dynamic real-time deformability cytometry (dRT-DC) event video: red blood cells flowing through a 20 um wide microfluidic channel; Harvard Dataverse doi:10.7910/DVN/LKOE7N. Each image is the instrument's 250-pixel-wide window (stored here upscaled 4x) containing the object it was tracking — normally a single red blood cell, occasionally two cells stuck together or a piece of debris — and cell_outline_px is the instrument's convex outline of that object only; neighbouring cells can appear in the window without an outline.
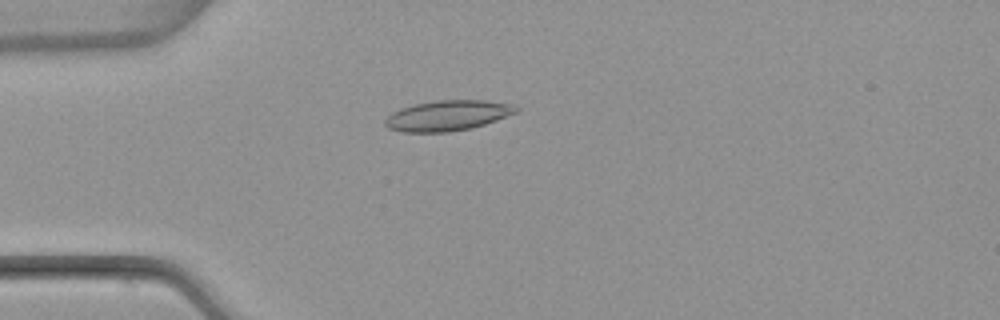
{"species": "common noctule bat (a hibernating species)", "species_latin": "Nyctalus noctula", "temperature_condition": "warm", "stored_images_in_passage": 52, "camera_frame_rate_fps": 3000, "um_per_image_px": 0.085, "animal": {"sex": "female", "body_mass_g": 22.7, "forearm_length_mm": 54.2}, "frame": {"image": 1, "passage_image": 14, "time_ms": 4.333, "image_size_px": [1000, 320], "cell_outline_px": [[520, 108], [516, 112], [496, 120], [472, 128], [448, 132], [400, 132], [388, 128], [384, 124], [384, 120], [392, 112], [400, 108], [416, 104], [436, 100], [484, 100], [512, 104]], "centroid_in_image_um": [38.02, 9.82], "position_along_channel_um": 47.0, "area_um2": 23.18}}
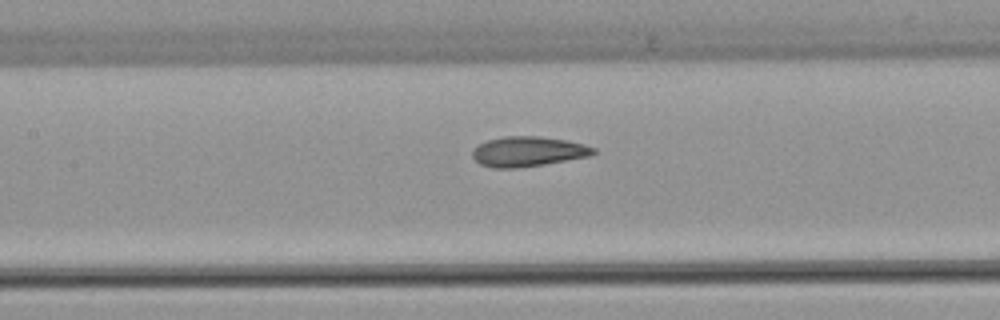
{"frame": {"image": 2, "passage_image": 24, "time_ms": 7.667, "image_size_px": [1000, 320], "cell_outline_px": [[596, 152], [588, 156], [544, 164], [516, 168], [492, 168], [480, 164], [472, 156], [472, 148], [488, 140], [504, 136], [540, 136], [564, 140], [584, 144], [596, 148]], "centroid_in_image_um": [44.85, 12.88], "position_along_channel_um": 162.6, "area_um2": 21.04}}
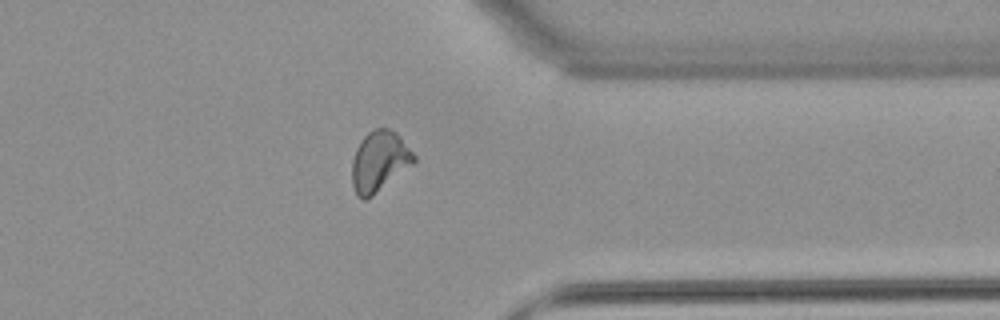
{"frame": {"image": 3, "passage_image": 41, "time_ms": 13.333, "image_size_px": [1000, 320], "cell_outline_px": [[416, 160], [412, 164], [372, 196], [364, 200], [356, 196], [352, 184], [352, 160], [356, 148], [360, 140], [368, 132], [376, 128], [388, 128], [396, 132], [400, 136], [416, 156]], "centroid_in_image_um": [32.22, 13.7], "position_along_channel_um": 379.2, "area_um2": 21.73}, "authors_computed_cell_mechanics": {"area_um2": 21.4149, "velocity_mm_per_s": 3.955, "shape_relaxation_time_tau1_ms": 7.3219, "shape_relaxation_time_tau2_ms": 1.4101, "deformation_change_tau1": 0.1933, "deformation_change_tau2": 0.0719}}